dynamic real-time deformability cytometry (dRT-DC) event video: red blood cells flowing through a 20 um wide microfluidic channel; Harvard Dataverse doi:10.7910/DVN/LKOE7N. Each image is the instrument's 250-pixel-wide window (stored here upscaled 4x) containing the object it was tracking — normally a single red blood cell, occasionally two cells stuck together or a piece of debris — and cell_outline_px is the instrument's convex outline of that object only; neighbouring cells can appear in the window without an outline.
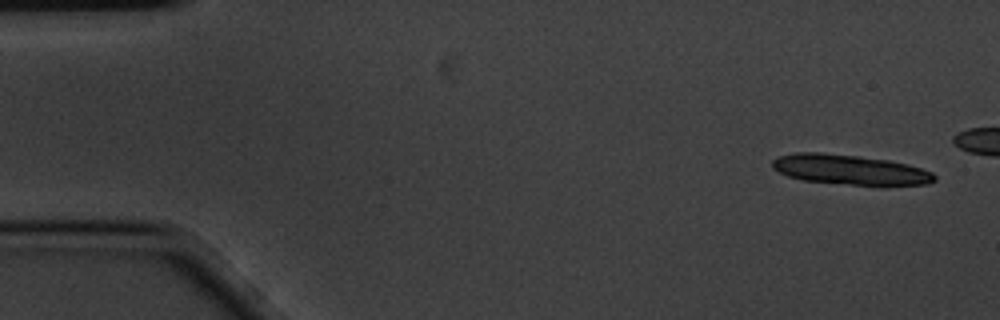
{"species": "common noctule bat (a hibernating species)", "species_latin": "Nyctalus noctula", "temperature_condition": "cold", "stored_images_in_passage": 6, "camera_frame_rate_fps": 3000, "um_per_image_px": 0.085, "animal": {"sex": "male", "body_mass_g": 20.1, "forearm_length_mm": 53.5}, "frame": {"image": 1, "passage_image": 1, "time_ms": 0.0, "image_size_px": [1000, 320], "cell_outline_px": [[936, 180], [928, 184], [884, 188], [804, 180], [788, 176], [772, 168], [772, 160], [780, 156], [796, 152], [820, 152], [860, 156], [888, 160], [908, 164], [932, 172], [936, 176]], "centroid_in_image_um": [72.34, 14.46], "position_along_channel_um": 12.7, "area_um2": 29.13}}
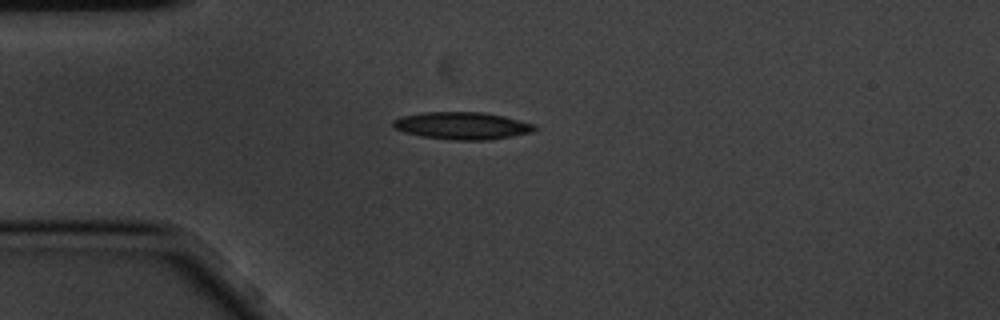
{"frame": {"image": 2, "passage_image": 6, "time_ms": 1.667, "image_size_px": [1000, 320], "cell_outline_px": [[540, 128], [532, 132], [488, 140], [452, 140], [420, 136], [404, 132], [392, 128], [392, 120], [400, 116], [424, 112], [484, 112], [504, 116], [536, 124]], "centroid_in_image_um": [39.27, 10.68], "position_along_channel_um": 45.7, "area_um2": 22.83}}